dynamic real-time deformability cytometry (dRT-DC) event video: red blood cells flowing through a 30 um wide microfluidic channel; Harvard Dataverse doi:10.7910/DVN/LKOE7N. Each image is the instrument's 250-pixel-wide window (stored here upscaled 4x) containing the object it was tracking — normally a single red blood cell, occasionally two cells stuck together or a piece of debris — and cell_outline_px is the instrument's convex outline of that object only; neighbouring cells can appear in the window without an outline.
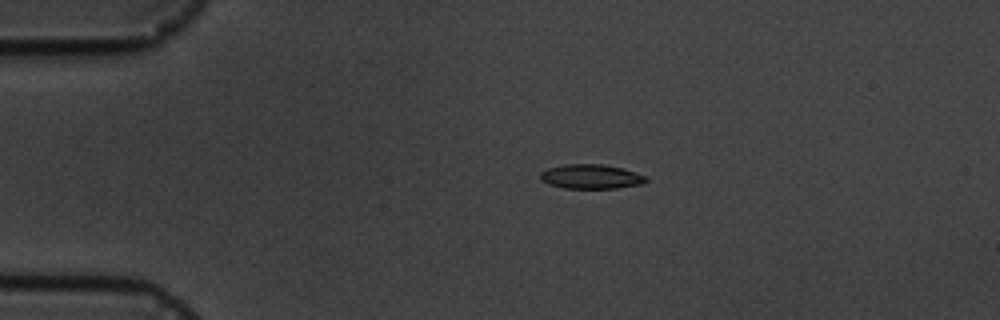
{"species": "common noctule bat (a hibernating species)", "species_latin": "Nyctalus noctula", "temperature_condition": "cold", "stored_images_in_passage": 7, "camera_frame_rate_fps": 3000, "um_per_image_px": 0.085, "animal": {"sex": "male", "body_mass_g": 19.5, "forearm_length_mm": 54.6}, "frame": {"image": 1, "passage_image": 4, "time_ms": 3.333, "image_size_px": [1000, 320], "cell_outline_px": [[648, 180], [644, 184], [616, 188], [564, 188], [548, 184], [540, 180], [540, 172], [548, 168], [564, 164], [604, 164], [636, 172], [648, 176]], "centroid_in_image_um": [50.25, 15.01], "position_along_channel_um": 34.7, "area_um2": 15.2}}
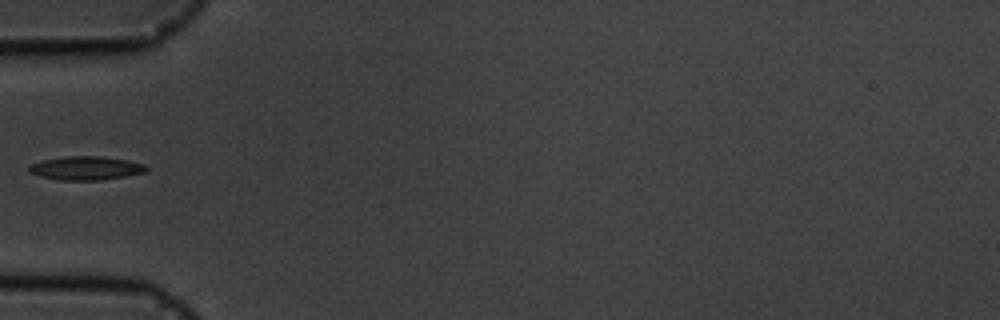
{"frame": {"image": 2, "passage_image": 6, "time_ms": 5.667, "image_size_px": [1000, 320], "cell_outline_px": [[148, 168], [144, 172], [124, 176], [100, 180], [60, 180], [40, 176], [28, 172], [28, 168], [32, 164], [44, 160], [68, 156], [100, 156], [128, 160], [144, 164]], "centroid_in_image_um": [7.3, 14.29], "position_along_channel_um": 77.7, "area_um2": 15.95}}
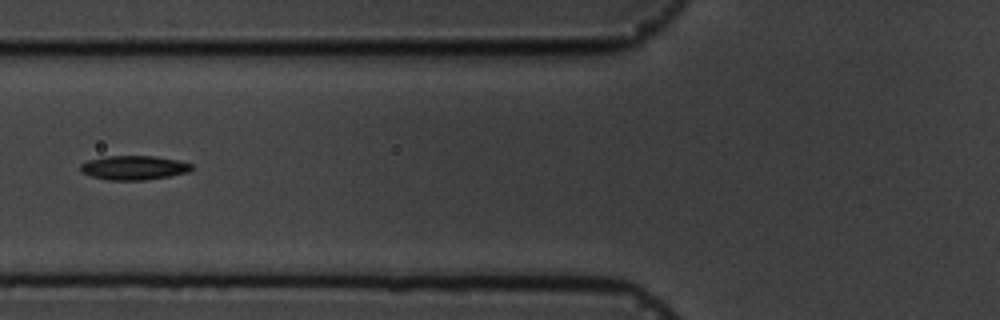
{"frame": {"image": 3, "passage_image": 7, "time_ms": 6.667, "image_size_px": [1000, 320], "cell_outline_px": [[192, 168], [188, 172], [168, 176], [144, 180], [108, 180], [92, 176], [80, 172], [80, 164], [88, 160], [104, 156], [156, 156], [180, 160], [192, 164]], "centroid_in_image_um": [11.36, 14.24], "position_along_channel_um": 114.4, "area_um2": 15.72}}